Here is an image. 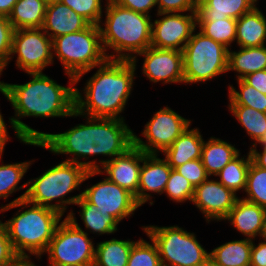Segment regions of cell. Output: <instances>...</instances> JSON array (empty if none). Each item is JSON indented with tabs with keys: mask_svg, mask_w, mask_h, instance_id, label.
<instances>
[{
	"mask_svg": "<svg viewBox=\"0 0 266 266\" xmlns=\"http://www.w3.org/2000/svg\"><path fill=\"white\" fill-rule=\"evenodd\" d=\"M175 170L188 180L194 187L206 181L210 176L207 174L201 159L188 161L180 165Z\"/></svg>",
	"mask_w": 266,
	"mask_h": 266,
	"instance_id": "obj_39",
	"label": "cell"
},
{
	"mask_svg": "<svg viewBox=\"0 0 266 266\" xmlns=\"http://www.w3.org/2000/svg\"><path fill=\"white\" fill-rule=\"evenodd\" d=\"M262 152L257 150V144L251 145L249 150L251 160L259 167L266 169V146H262Z\"/></svg>",
	"mask_w": 266,
	"mask_h": 266,
	"instance_id": "obj_45",
	"label": "cell"
},
{
	"mask_svg": "<svg viewBox=\"0 0 266 266\" xmlns=\"http://www.w3.org/2000/svg\"><path fill=\"white\" fill-rule=\"evenodd\" d=\"M90 23L69 6L58 2L47 4L43 31L51 38L84 30ZM50 31V32H49Z\"/></svg>",
	"mask_w": 266,
	"mask_h": 266,
	"instance_id": "obj_19",
	"label": "cell"
},
{
	"mask_svg": "<svg viewBox=\"0 0 266 266\" xmlns=\"http://www.w3.org/2000/svg\"><path fill=\"white\" fill-rule=\"evenodd\" d=\"M235 42L242 48L266 45V17L257 6L237 19Z\"/></svg>",
	"mask_w": 266,
	"mask_h": 266,
	"instance_id": "obj_23",
	"label": "cell"
},
{
	"mask_svg": "<svg viewBox=\"0 0 266 266\" xmlns=\"http://www.w3.org/2000/svg\"><path fill=\"white\" fill-rule=\"evenodd\" d=\"M193 32L184 47V84L210 81L228 72V48L203 34Z\"/></svg>",
	"mask_w": 266,
	"mask_h": 266,
	"instance_id": "obj_10",
	"label": "cell"
},
{
	"mask_svg": "<svg viewBox=\"0 0 266 266\" xmlns=\"http://www.w3.org/2000/svg\"><path fill=\"white\" fill-rule=\"evenodd\" d=\"M60 0H46L47 3L58 2Z\"/></svg>",
	"mask_w": 266,
	"mask_h": 266,
	"instance_id": "obj_52",
	"label": "cell"
},
{
	"mask_svg": "<svg viewBox=\"0 0 266 266\" xmlns=\"http://www.w3.org/2000/svg\"><path fill=\"white\" fill-rule=\"evenodd\" d=\"M201 266H215L210 260H208L204 265Z\"/></svg>",
	"mask_w": 266,
	"mask_h": 266,
	"instance_id": "obj_51",
	"label": "cell"
},
{
	"mask_svg": "<svg viewBox=\"0 0 266 266\" xmlns=\"http://www.w3.org/2000/svg\"><path fill=\"white\" fill-rule=\"evenodd\" d=\"M30 259L29 256H18L12 263L6 266H38Z\"/></svg>",
	"mask_w": 266,
	"mask_h": 266,
	"instance_id": "obj_48",
	"label": "cell"
},
{
	"mask_svg": "<svg viewBox=\"0 0 266 266\" xmlns=\"http://www.w3.org/2000/svg\"><path fill=\"white\" fill-rule=\"evenodd\" d=\"M17 54V68L27 72H43L46 66L52 65V39L42 28L15 30L13 34L11 57Z\"/></svg>",
	"mask_w": 266,
	"mask_h": 266,
	"instance_id": "obj_12",
	"label": "cell"
},
{
	"mask_svg": "<svg viewBox=\"0 0 266 266\" xmlns=\"http://www.w3.org/2000/svg\"><path fill=\"white\" fill-rule=\"evenodd\" d=\"M136 67L131 60L108 59L99 65L85 83L82 94L75 87V117L124 120L120 113L124 111L133 90Z\"/></svg>",
	"mask_w": 266,
	"mask_h": 266,
	"instance_id": "obj_3",
	"label": "cell"
},
{
	"mask_svg": "<svg viewBox=\"0 0 266 266\" xmlns=\"http://www.w3.org/2000/svg\"><path fill=\"white\" fill-rule=\"evenodd\" d=\"M190 125L191 120L180 116L170 107L160 108L142 131L146 141L134 133V145L147 154L163 153Z\"/></svg>",
	"mask_w": 266,
	"mask_h": 266,
	"instance_id": "obj_11",
	"label": "cell"
},
{
	"mask_svg": "<svg viewBox=\"0 0 266 266\" xmlns=\"http://www.w3.org/2000/svg\"><path fill=\"white\" fill-rule=\"evenodd\" d=\"M100 174L99 170H88L82 165L62 161L35 179L27 182L29 188L6 205L26 200L31 204L52 208L64 216L67 205H74L82 193L65 199L73 190H79L84 181ZM56 201L55 204L52 201Z\"/></svg>",
	"mask_w": 266,
	"mask_h": 266,
	"instance_id": "obj_6",
	"label": "cell"
},
{
	"mask_svg": "<svg viewBox=\"0 0 266 266\" xmlns=\"http://www.w3.org/2000/svg\"><path fill=\"white\" fill-rule=\"evenodd\" d=\"M157 13H186L197 12L196 0H156Z\"/></svg>",
	"mask_w": 266,
	"mask_h": 266,
	"instance_id": "obj_40",
	"label": "cell"
},
{
	"mask_svg": "<svg viewBox=\"0 0 266 266\" xmlns=\"http://www.w3.org/2000/svg\"><path fill=\"white\" fill-rule=\"evenodd\" d=\"M137 56L145 58L143 59L142 74L150 82L155 84L161 81L163 84L184 83L183 53L181 51L150 46L131 60L134 65L138 62Z\"/></svg>",
	"mask_w": 266,
	"mask_h": 266,
	"instance_id": "obj_15",
	"label": "cell"
},
{
	"mask_svg": "<svg viewBox=\"0 0 266 266\" xmlns=\"http://www.w3.org/2000/svg\"><path fill=\"white\" fill-rule=\"evenodd\" d=\"M143 151L133 145L125 153L111 159L99 169L118 186L128 190L134 196L138 193Z\"/></svg>",
	"mask_w": 266,
	"mask_h": 266,
	"instance_id": "obj_17",
	"label": "cell"
},
{
	"mask_svg": "<svg viewBox=\"0 0 266 266\" xmlns=\"http://www.w3.org/2000/svg\"><path fill=\"white\" fill-rule=\"evenodd\" d=\"M229 111L237 119L246 133L257 144L266 132V113L259 112L248 106L228 105Z\"/></svg>",
	"mask_w": 266,
	"mask_h": 266,
	"instance_id": "obj_31",
	"label": "cell"
},
{
	"mask_svg": "<svg viewBox=\"0 0 266 266\" xmlns=\"http://www.w3.org/2000/svg\"><path fill=\"white\" fill-rule=\"evenodd\" d=\"M239 153L232 161H230L216 176L219 177V182L226 188L236 192L245 190L247 174L251 163L250 152L247 157H240Z\"/></svg>",
	"mask_w": 266,
	"mask_h": 266,
	"instance_id": "obj_30",
	"label": "cell"
},
{
	"mask_svg": "<svg viewBox=\"0 0 266 266\" xmlns=\"http://www.w3.org/2000/svg\"><path fill=\"white\" fill-rule=\"evenodd\" d=\"M252 240L241 239L223 243L209 253L215 266H250Z\"/></svg>",
	"mask_w": 266,
	"mask_h": 266,
	"instance_id": "obj_27",
	"label": "cell"
},
{
	"mask_svg": "<svg viewBox=\"0 0 266 266\" xmlns=\"http://www.w3.org/2000/svg\"><path fill=\"white\" fill-rule=\"evenodd\" d=\"M157 245L162 266H201L209 260V253L198 242L195 233L178 225L142 227Z\"/></svg>",
	"mask_w": 266,
	"mask_h": 266,
	"instance_id": "obj_8",
	"label": "cell"
},
{
	"mask_svg": "<svg viewBox=\"0 0 266 266\" xmlns=\"http://www.w3.org/2000/svg\"><path fill=\"white\" fill-rule=\"evenodd\" d=\"M239 153L235 145L220 138L210 137L203 143L201 160L207 174L216 177Z\"/></svg>",
	"mask_w": 266,
	"mask_h": 266,
	"instance_id": "obj_24",
	"label": "cell"
},
{
	"mask_svg": "<svg viewBox=\"0 0 266 266\" xmlns=\"http://www.w3.org/2000/svg\"><path fill=\"white\" fill-rule=\"evenodd\" d=\"M8 140H10L9 139L8 130H7V127H6V123H5L4 119H3V116H2V114L0 112V161H1V158H2V154H3V151H4L5 144L7 143Z\"/></svg>",
	"mask_w": 266,
	"mask_h": 266,
	"instance_id": "obj_46",
	"label": "cell"
},
{
	"mask_svg": "<svg viewBox=\"0 0 266 266\" xmlns=\"http://www.w3.org/2000/svg\"><path fill=\"white\" fill-rule=\"evenodd\" d=\"M265 216V208L243 198H237L234 207L223 220L229 221L246 239L255 240L260 236Z\"/></svg>",
	"mask_w": 266,
	"mask_h": 266,
	"instance_id": "obj_20",
	"label": "cell"
},
{
	"mask_svg": "<svg viewBox=\"0 0 266 266\" xmlns=\"http://www.w3.org/2000/svg\"><path fill=\"white\" fill-rule=\"evenodd\" d=\"M82 197L94 205L101 214L113 217L118 223L134 214L140 207L128 190L107 177L82 192Z\"/></svg>",
	"mask_w": 266,
	"mask_h": 266,
	"instance_id": "obj_13",
	"label": "cell"
},
{
	"mask_svg": "<svg viewBox=\"0 0 266 266\" xmlns=\"http://www.w3.org/2000/svg\"><path fill=\"white\" fill-rule=\"evenodd\" d=\"M188 127L163 154L172 169L188 161L201 159L203 137L199 128Z\"/></svg>",
	"mask_w": 266,
	"mask_h": 266,
	"instance_id": "obj_21",
	"label": "cell"
},
{
	"mask_svg": "<svg viewBox=\"0 0 266 266\" xmlns=\"http://www.w3.org/2000/svg\"><path fill=\"white\" fill-rule=\"evenodd\" d=\"M71 210L55 229L52 240L44 253L49 266H93L95 244L76 222Z\"/></svg>",
	"mask_w": 266,
	"mask_h": 266,
	"instance_id": "obj_9",
	"label": "cell"
},
{
	"mask_svg": "<svg viewBox=\"0 0 266 266\" xmlns=\"http://www.w3.org/2000/svg\"><path fill=\"white\" fill-rule=\"evenodd\" d=\"M258 0H200L197 20L238 19L256 7Z\"/></svg>",
	"mask_w": 266,
	"mask_h": 266,
	"instance_id": "obj_22",
	"label": "cell"
},
{
	"mask_svg": "<svg viewBox=\"0 0 266 266\" xmlns=\"http://www.w3.org/2000/svg\"><path fill=\"white\" fill-rule=\"evenodd\" d=\"M134 242L112 238L97 243L93 266H127Z\"/></svg>",
	"mask_w": 266,
	"mask_h": 266,
	"instance_id": "obj_28",
	"label": "cell"
},
{
	"mask_svg": "<svg viewBox=\"0 0 266 266\" xmlns=\"http://www.w3.org/2000/svg\"><path fill=\"white\" fill-rule=\"evenodd\" d=\"M158 155L143 152L138 193L134 196L140 207L149 200V204L153 205L151 193L163 194L168 182L172 168L165 158L161 159Z\"/></svg>",
	"mask_w": 266,
	"mask_h": 266,
	"instance_id": "obj_18",
	"label": "cell"
},
{
	"mask_svg": "<svg viewBox=\"0 0 266 266\" xmlns=\"http://www.w3.org/2000/svg\"><path fill=\"white\" fill-rule=\"evenodd\" d=\"M80 207L79 215L86 227L92 233L97 235L114 234L118 229L119 223L111 216L101 214L96 207L88 203L82 196L75 203Z\"/></svg>",
	"mask_w": 266,
	"mask_h": 266,
	"instance_id": "obj_29",
	"label": "cell"
},
{
	"mask_svg": "<svg viewBox=\"0 0 266 266\" xmlns=\"http://www.w3.org/2000/svg\"><path fill=\"white\" fill-rule=\"evenodd\" d=\"M238 196L218 180L207 179L194 189L192 203L204 214L206 222L221 221L234 207Z\"/></svg>",
	"mask_w": 266,
	"mask_h": 266,
	"instance_id": "obj_16",
	"label": "cell"
},
{
	"mask_svg": "<svg viewBox=\"0 0 266 266\" xmlns=\"http://www.w3.org/2000/svg\"><path fill=\"white\" fill-rule=\"evenodd\" d=\"M250 266H266V242L260 241L258 245L252 240Z\"/></svg>",
	"mask_w": 266,
	"mask_h": 266,
	"instance_id": "obj_44",
	"label": "cell"
},
{
	"mask_svg": "<svg viewBox=\"0 0 266 266\" xmlns=\"http://www.w3.org/2000/svg\"><path fill=\"white\" fill-rule=\"evenodd\" d=\"M260 237H262L261 239L266 242V216H265V219H264V223L262 225V230H261V233H260Z\"/></svg>",
	"mask_w": 266,
	"mask_h": 266,
	"instance_id": "obj_49",
	"label": "cell"
},
{
	"mask_svg": "<svg viewBox=\"0 0 266 266\" xmlns=\"http://www.w3.org/2000/svg\"><path fill=\"white\" fill-rule=\"evenodd\" d=\"M18 0H0V14L9 16Z\"/></svg>",
	"mask_w": 266,
	"mask_h": 266,
	"instance_id": "obj_47",
	"label": "cell"
},
{
	"mask_svg": "<svg viewBox=\"0 0 266 266\" xmlns=\"http://www.w3.org/2000/svg\"><path fill=\"white\" fill-rule=\"evenodd\" d=\"M237 81L240 91L229 85L228 105L248 106L259 112L266 113V95L247 84L243 79H238Z\"/></svg>",
	"mask_w": 266,
	"mask_h": 266,
	"instance_id": "obj_33",
	"label": "cell"
},
{
	"mask_svg": "<svg viewBox=\"0 0 266 266\" xmlns=\"http://www.w3.org/2000/svg\"><path fill=\"white\" fill-rule=\"evenodd\" d=\"M195 187L180 175L175 169H172L163 193L170 200L177 203L192 201Z\"/></svg>",
	"mask_w": 266,
	"mask_h": 266,
	"instance_id": "obj_36",
	"label": "cell"
},
{
	"mask_svg": "<svg viewBox=\"0 0 266 266\" xmlns=\"http://www.w3.org/2000/svg\"><path fill=\"white\" fill-rule=\"evenodd\" d=\"M53 60L59 59L66 75L77 84L83 75L108 60L98 25L52 39Z\"/></svg>",
	"mask_w": 266,
	"mask_h": 266,
	"instance_id": "obj_7",
	"label": "cell"
},
{
	"mask_svg": "<svg viewBox=\"0 0 266 266\" xmlns=\"http://www.w3.org/2000/svg\"><path fill=\"white\" fill-rule=\"evenodd\" d=\"M21 206L22 211L18 209L11 219L4 222L8 237L18 256L30 257L33 255L39 260L52 240L63 215L52 208L34 205L26 200L16 201L5 206L2 204L0 213ZM26 207L30 208L24 211L23 208Z\"/></svg>",
	"mask_w": 266,
	"mask_h": 266,
	"instance_id": "obj_5",
	"label": "cell"
},
{
	"mask_svg": "<svg viewBox=\"0 0 266 266\" xmlns=\"http://www.w3.org/2000/svg\"><path fill=\"white\" fill-rule=\"evenodd\" d=\"M257 143L260 144V146H266V132Z\"/></svg>",
	"mask_w": 266,
	"mask_h": 266,
	"instance_id": "obj_50",
	"label": "cell"
},
{
	"mask_svg": "<svg viewBox=\"0 0 266 266\" xmlns=\"http://www.w3.org/2000/svg\"><path fill=\"white\" fill-rule=\"evenodd\" d=\"M103 0H60L61 3L69 6L78 15L85 18L90 24L99 25L102 21Z\"/></svg>",
	"mask_w": 266,
	"mask_h": 266,
	"instance_id": "obj_37",
	"label": "cell"
},
{
	"mask_svg": "<svg viewBox=\"0 0 266 266\" xmlns=\"http://www.w3.org/2000/svg\"><path fill=\"white\" fill-rule=\"evenodd\" d=\"M106 2L105 22L98 25L104 51L110 60H132L151 46V16ZM108 49L114 52L108 54Z\"/></svg>",
	"mask_w": 266,
	"mask_h": 266,
	"instance_id": "obj_4",
	"label": "cell"
},
{
	"mask_svg": "<svg viewBox=\"0 0 266 266\" xmlns=\"http://www.w3.org/2000/svg\"><path fill=\"white\" fill-rule=\"evenodd\" d=\"M14 31L8 16L0 14V67L2 70L7 67L11 57Z\"/></svg>",
	"mask_w": 266,
	"mask_h": 266,
	"instance_id": "obj_38",
	"label": "cell"
},
{
	"mask_svg": "<svg viewBox=\"0 0 266 266\" xmlns=\"http://www.w3.org/2000/svg\"><path fill=\"white\" fill-rule=\"evenodd\" d=\"M243 80L262 94L266 95V69L248 74Z\"/></svg>",
	"mask_w": 266,
	"mask_h": 266,
	"instance_id": "obj_43",
	"label": "cell"
},
{
	"mask_svg": "<svg viewBox=\"0 0 266 266\" xmlns=\"http://www.w3.org/2000/svg\"><path fill=\"white\" fill-rule=\"evenodd\" d=\"M17 257L18 255L9 240L5 224L0 220V266L12 263Z\"/></svg>",
	"mask_w": 266,
	"mask_h": 266,
	"instance_id": "obj_41",
	"label": "cell"
},
{
	"mask_svg": "<svg viewBox=\"0 0 266 266\" xmlns=\"http://www.w3.org/2000/svg\"><path fill=\"white\" fill-rule=\"evenodd\" d=\"M149 239L152 244L143 238L134 242L127 266H162L157 245Z\"/></svg>",
	"mask_w": 266,
	"mask_h": 266,
	"instance_id": "obj_35",
	"label": "cell"
},
{
	"mask_svg": "<svg viewBox=\"0 0 266 266\" xmlns=\"http://www.w3.org/2000/svg\"><path fill=\"white\" fill-rule=\"evenodd\" d=\"M46 0H18L8 16L15 30L42 28L47 8Z\"/></svg>",
	"mask_w": 266,
	"mask_h": 266,
	"instance_id": "obj_26",
	"label": "cell"
},
{
	"mask_svg": "<svg viewBox=\"0 0 266 266\" xmlns=\"http://www.w3.org/2000/svg\"><path fill=\"white\" fill-rule=\"evenodd\" d=\"M32 77L24 84L3 82V95L15 110L9 118L17 138L23 141L41 142L46 133L37 131L20 119L24 117H74L75 78L68 76L69 87L58 84L43 72H27Z\"/></svg>",
	"mask_w": 266,
	"mask_h": 266,
	"instance_id": "obj_2",
	"label": "cell"
},
{
	"mask_svg": "<svg viewBox=\"0 0 266 266\" xmlns=\"http://www.w3.org/2000/svg\"><path fill=\"white\" fill-rule=\"evenodd\" d=\"M85 124H78L68 131L58 134L46 133L41 141H23L26 145H34L48 149L55 154H70L74 157L64 161L82 165L88 170H99L105 162L125 153L134 145V133L125 120L115 118L86 117ZM92 155L108 156V159L80 161ZM101 166H100V165Z\"/></svg>",
	"mask_w": 266,
	"mask_h": 266,
	"instance_id": "obj_1",
	"label": "cell"
},
{
	"mask_svg": "<svg viewBox=\"0 0 266 266\" xmlns=\"http://www.w3.org/2000/svg\"><path fill=\"white\" fill-rule=\"evenodd\" d=\"M238 51L228 50V70L236 71L238 79L266 69V45L260 47H239Z\"/></svg>",
	"mask_w": 266,
	"mask_h": 266,
	"instance_id": "obj_25",
	"label": "cell"
},
{
	"mask_svg": "<svg viewBox=\"0 0 266 266\" xmlns=\"http://www.w3.org/2000/svg\"><path fill=\"white\" fill-rule=\"evenodd\" d=\"M237 19L197 20L199 30L228 49L236 39Z\"/></svg>",
	"mask_w": 266,
	"mask_h": 266,
	"instance_id": "obj_32",
	"label": "cell"
},
{
	"mask_svg": "<svg viewBox=\"0 0 266 266\" xmlns=\"http://www.w3.org/2000/svg\"><path fill=\"white\" fill-rule=\"evenodd\" d=\"M244 191L247 196L243 199L266 209V169L257 166L252 160Z\"/></svg>",
	"mask_w": 266,
	"mask_h": 266,
	"instance_id": "obj_34",
	"label": "cell"
},
{
	"mask_svg": "<svg viewBox=\"0 0 266 266\" xmlns=\"http://www.w3.org/2000/svg\"><path fill=\"white\" fill-rule=\"evenodd\" d=\"M122 7L128 8L138 13L150 16V10L157 5L156 0H113Z\"/></svg>",
	"mask_w": 266,
	"mask_h": 266,
	"instance_id": "obj_42",
	"label": "cell"
},
{
	"mask_svg": "<svg viewBox=\"0 0 266 266\" xmlns=\"http://www.w3.org/2000/svg\"><path fill=\"white\" fill-rule=\"evenodd\" d=\"M159 19L152 22L151 46L160 49L183 51L197 27L196 12L157 13Z\"/></svg>",
	"mask_w": 266,
	"mask_h": 266,
	"instance_id": "obj_14",
	"label": "cell"
}]
</instances>
